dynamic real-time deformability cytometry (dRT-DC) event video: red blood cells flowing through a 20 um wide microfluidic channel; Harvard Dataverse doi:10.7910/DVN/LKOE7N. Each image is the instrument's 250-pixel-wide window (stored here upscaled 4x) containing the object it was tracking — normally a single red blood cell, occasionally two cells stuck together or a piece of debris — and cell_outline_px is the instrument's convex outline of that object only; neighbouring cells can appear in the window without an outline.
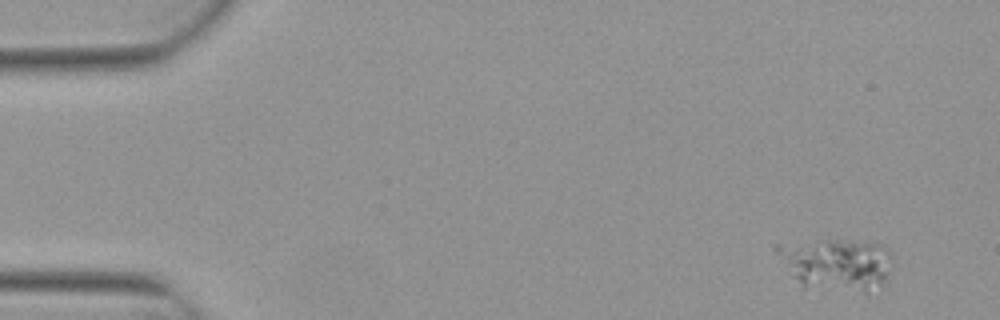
{"species": "Egyptian fruit bat (a non-hibernating species)", "species_latin": "Rousettus aegyptiacus", "temperature_condition": "warm", "stored_images_in_passage": 6, "segment_of_instrument_passage": [1, 2], "camera_frame_rate_fps": 3000, "um_per_image_px": 0.085, "animal": {"sex": "female"}, "frame": {"image": 1, "passage_image": 1, "time_ms": 0.0, "image_size_px": [1000, 320], "cell_outline_px": [[892, 264], [884, 280], [880, 284], [864, 288], [804, 288], [788, 272], [772, 248], [772, 244], [828, 240], [848, 240], [880, 244], [888, 248], [892, 252]], "centroid_in_image_um": [71.01, 22.37], "position_along_channel_um": 14.0, "area_um2": 34.22}}
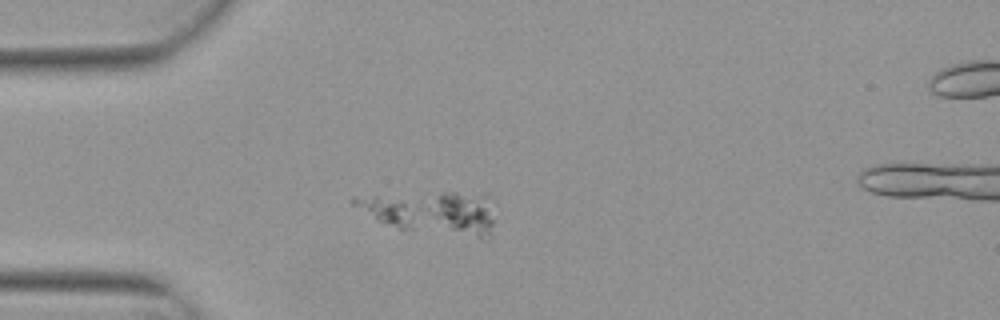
{"frame": {"image": 2, "passage_image": 4, "time_ms": 1.0, "image_size_px": [1000, 320], "cell_outline_px": [[492, 224], [488, 232], [480, 240], [400, 228], [384, 224], [352, 204], [352, 196], [440, 192], [456, 192], [488, 196], [492, 220]], "centroid_in_image_um": [36.67, 18.06], "position_along_channel_um": 48.3, "area_um2": 34.68}}